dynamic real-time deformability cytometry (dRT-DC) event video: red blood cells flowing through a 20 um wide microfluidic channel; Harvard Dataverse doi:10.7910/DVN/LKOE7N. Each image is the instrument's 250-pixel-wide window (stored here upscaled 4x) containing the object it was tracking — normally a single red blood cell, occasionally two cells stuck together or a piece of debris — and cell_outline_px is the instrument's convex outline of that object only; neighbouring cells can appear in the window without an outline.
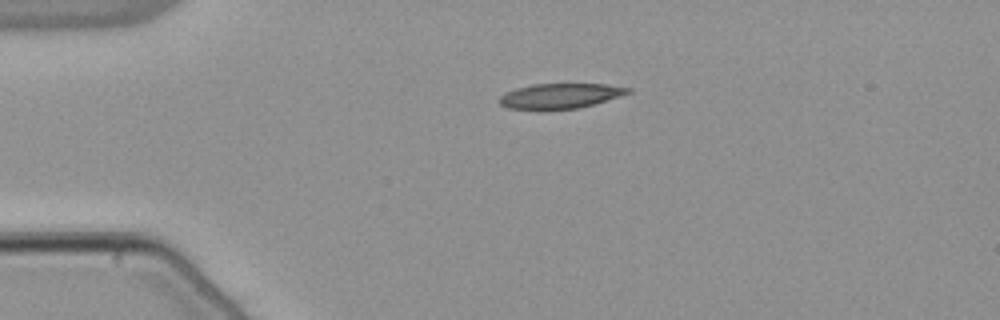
{"species": "common noctule bat (a hibernating species)", "species_latin": "Nyctalus noctula", "temperature_condition": "warm", "stored_images_in_passage": 42, "camera_frame_rate_fps": 3000, "um_per_image_px": 0.085, "animal": {"sex": "male", "body_mass_g": 21.5, "forearm_length_mm": 52.0}, "frame": {"image": 1, "passage_image": 1, "time_ms": 0.0, "image_size_px": [1000, 320], "cell_outline_px": [[632, 92], [580, 108], [540, 112], [508, 108], [500, 104], [496, 100], [504, 92], [516, 88], [532, 84], [608, 84], [632, 88]], "centroid_in_image_um": [47.53, 8.19], "position_along_channel_um": 37.5, "area_um2": 19.54}}
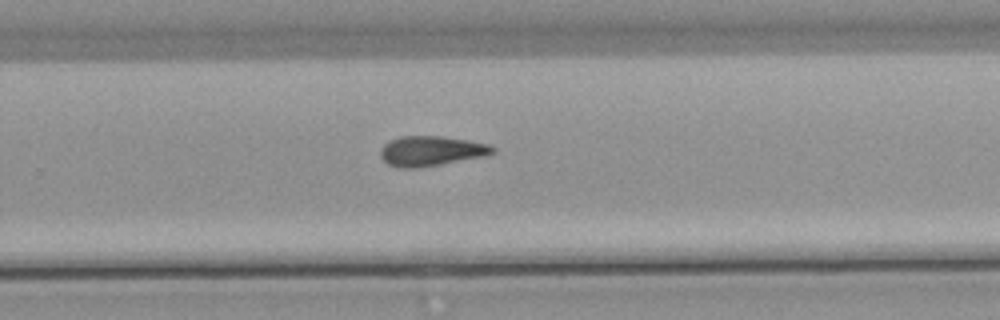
{"frame": {"image": 2, "passage_image": 24, "time_ms": 7.667, "image_size_px": [1000, 320], "cell_outline_px": [[496, 152], [484, 156], [440, 164], [416, 168], [396, 168], [388, 164], [380, 156], [380, 148], [388, 140], [400, 136], [440, 136], [468, 140], [488, 144], [496, 148]], "centroid_in_image_um": [36.61, 12.83], "position_along_channel_um": 293.2, "area_um2": 19.65}}
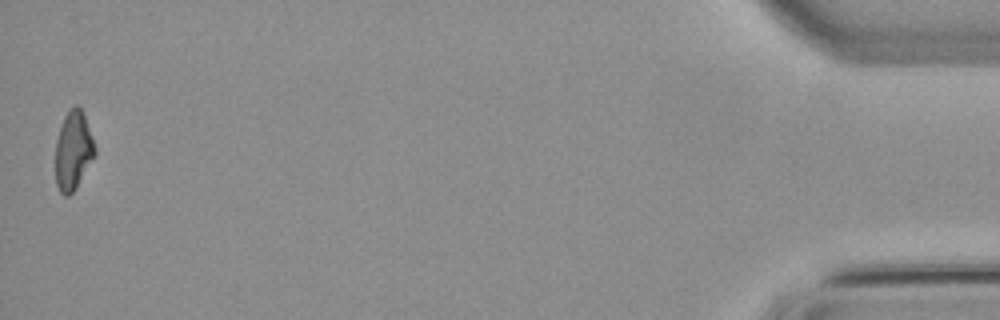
{"frame": {"image": 3, "passage_image": 42, "time_ms": 13.667, "image_size_px": [1000, 320], "cell_outline_px": [[96, 152], [72, 192], [68, 196], [64, 196], [60, 192], [56, 184], [56, 140], [64, 116], [76, 104], [80, 108], [84, 116], [96, 148]], "centroid_in_image_um": [6.2, 12.79], "position_along_channel_um": 429.0, "area_um2": 17.46}}